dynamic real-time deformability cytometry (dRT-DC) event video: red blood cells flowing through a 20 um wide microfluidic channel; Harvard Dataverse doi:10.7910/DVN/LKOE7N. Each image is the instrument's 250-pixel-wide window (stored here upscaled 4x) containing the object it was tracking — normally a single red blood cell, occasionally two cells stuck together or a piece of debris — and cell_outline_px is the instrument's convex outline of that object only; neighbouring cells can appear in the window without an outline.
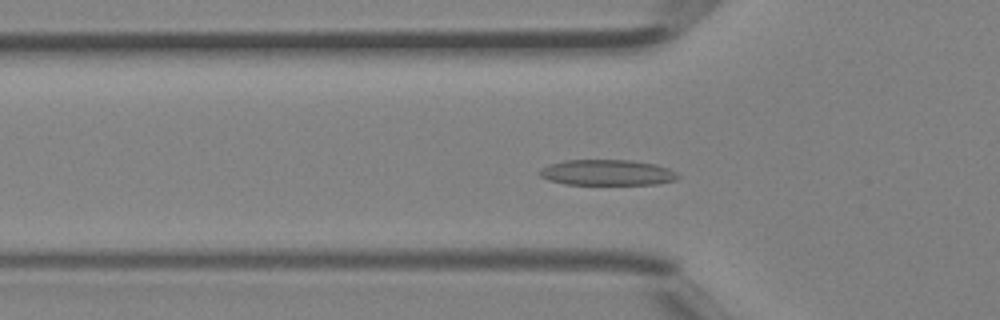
{"species": "Egyptian fruit bat (a non-hibernating species)", "species_latin": "Rousettus aegyptiacus", "temperature_condition": "room temperature", "stored_images_in_passage": 31, "camera_frame_rate_fps": 3000, "um_per_image_px": 0.085, "animal": {"sex": "female"}, "frame": {"image": 1, "passage_image": 3, "time_ms": 0.667, "image_size_px": [1000, 320], "cell_outline_px": [[680, 176], [676, 180], [656, 184], [564, 184], [548, 180], [540, 176], [536, 172], [540, 168], [548, 164], [564, 160], [632, 160], [656, 164], [668, 168], [676, 172]], "centroid_in_image_um": [51.57, 14.66], "position_along_channel_um": 74.2, "area_um2": 20.92}}
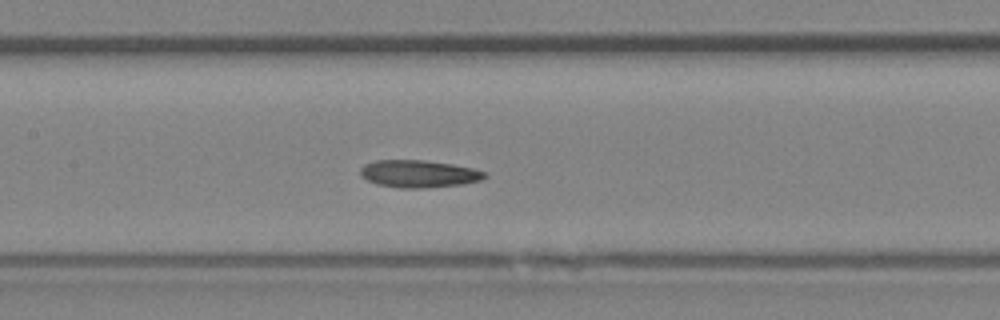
{"frame": {"image": 2, "passage_image": 9, "time_ms": 2.667, "image_size_px": [1000, 320], "cell_outline_px": [[488, 176], [480, 180], [464, 184], [420, 188], [400, 188], [376, 184], [360, 176], [360, 168], [364, 164], [376, 160], [424, 160], [452, 164], [472, 168], [484, 172]], "centroid_in_image_um": [35.56, 14.77], "position_along_channel_um": 171.8, "area_um2": 19.83}}
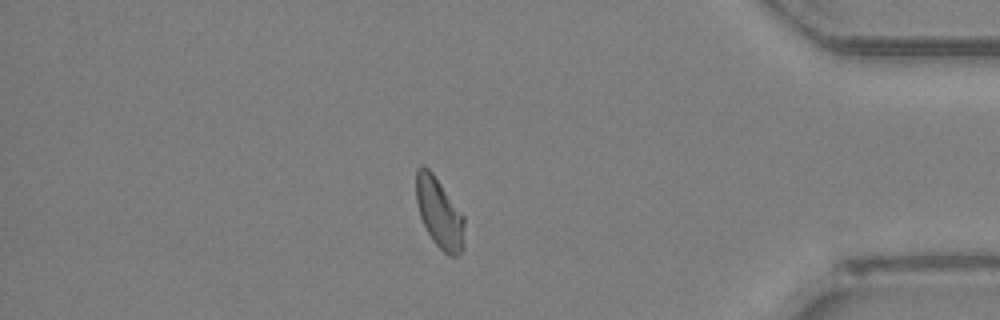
{"frame": {"image": 3, "passage_image": 25, "time_ms": 8.0, "image_size_px": [1000, 320], "cell_outline_px": [[464, 248], [456, 256], [448, 256], [432, 240], [420, 216], [416, 204], [416, 168], [420, 164], [424, 164], [432, 172], [464, 216]], "centroid_in_image_um": [37.33, 18.09], "position_along_channel_um": 397.9, "area_um2": 19.77}}